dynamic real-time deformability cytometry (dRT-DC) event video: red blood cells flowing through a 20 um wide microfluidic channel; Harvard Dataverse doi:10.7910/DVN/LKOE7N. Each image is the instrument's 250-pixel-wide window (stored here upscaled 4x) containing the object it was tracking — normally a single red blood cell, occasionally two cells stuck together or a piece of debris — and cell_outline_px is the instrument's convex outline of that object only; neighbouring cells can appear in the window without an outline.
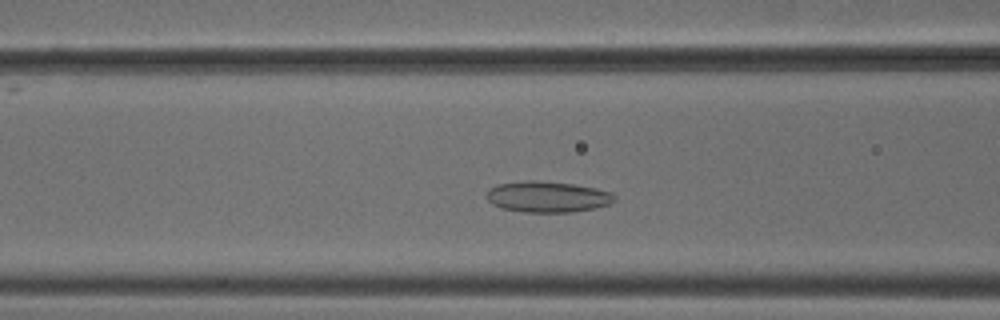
{"species": "common noctule bat (a hibernating species)", "species_latin": "Nyctalus noctula", "temperature_condition": "cold", "stored_images_in_passage": 40, "camera_frame_rate_fps": 3000, "um_per_image_px": 0.085, "animal": {"sex": "male", "body_mass_g": 18.8}, "frame": {"image": 1, "passage_image": 12, "time_ms": 3.667, "image_size_px": [1000, 320], "cell_outline_px": [[616, 200], [608, 204], [596, 208], [572, 212], [524, 212], [504, 208], [492, 204], [484, 196], [492, 188], [500, 184], [532, 180], [572, 184], [612, 192], [616, 196]], "centroid_in_image_um": [46.56, 16.74], "position_along_channel_um": 120.0, "area_um2": 22.77}}
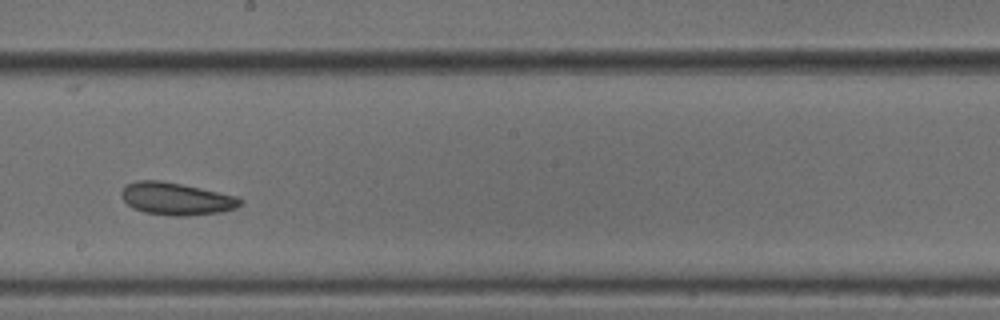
{"frame": {"image": 2, "passage_image": 21, "time_ms": 6.667, "image_size_px": [1000, 320], "cell_outline_px": [[244, 200], [236, 208], [220, 212], [188, 216], [172, 216], [144, 212], [132, 208], [120, 196], [120, 192], [128, 184], [136, 180], [160, 180], [200, 188], [236, 196]], "centroid_in_image_um": [14.96, 16.9], "position_along_channel_um": 233.2, "area_um2": 22.37}}
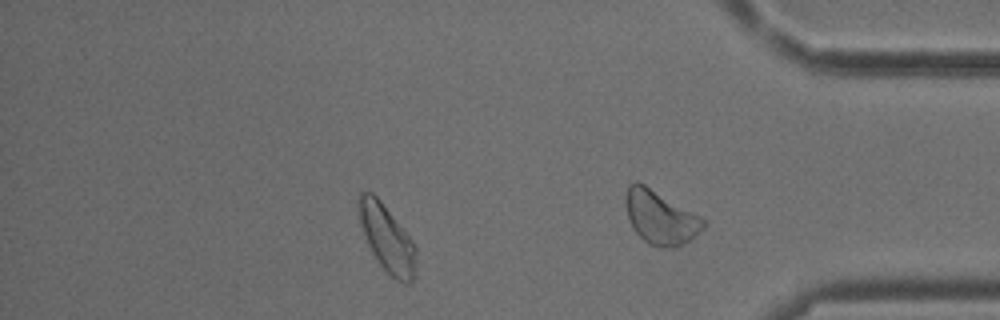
{"frame": {"image": 3, "passage_image": 33, "time_ms": 10.667, "image_size_px": [1000, 320], "cell_outline_px": [[416, 272], [412, 284], [404, 284], [392, 276], [376, 260], [368, 244], [360, 224], [356, 200], [360, 192], [372, 192], [380, 200], [416, 244]], "centroid_in_image_um": [32.9, 20.27], "position_along_channel_um": 402.3, "area_um2": 22.54}, "authors_computed_cell_mechanics": {"area_um2": 22.4842, "velocity_mm_per_s": 3.7739, "shape_relaxation_time_tau1_ms": 5.8139, "shape_relaxation_time_tau2_ms": 2.9792, "deformation_change_tau1": 0.0467, "deformation_change_tau2": 0.102}}